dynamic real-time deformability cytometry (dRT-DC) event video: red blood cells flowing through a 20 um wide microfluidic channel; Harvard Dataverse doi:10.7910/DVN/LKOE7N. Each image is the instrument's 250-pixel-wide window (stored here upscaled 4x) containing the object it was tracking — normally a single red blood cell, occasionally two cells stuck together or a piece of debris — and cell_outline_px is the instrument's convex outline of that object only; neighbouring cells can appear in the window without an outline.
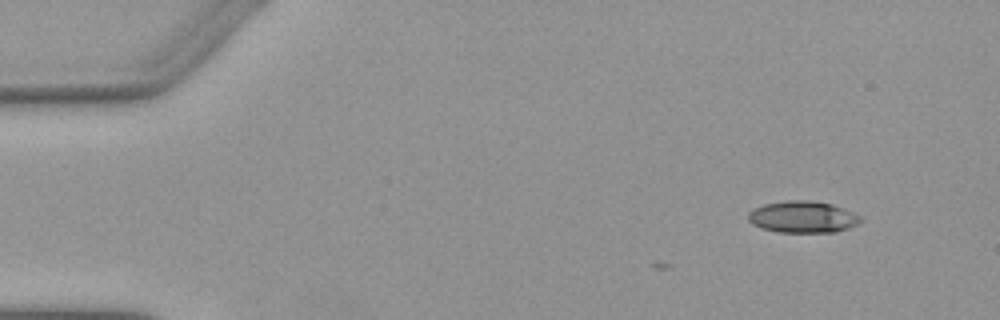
{"species": "Egyptian fruit bat (a non-hibernating species)", "species_latin": "Rousettus aegyptiacus", "temperature_condition": "warm", "stored_images_in_passage": 5, "camera_frame_rate_fps": 3000, "um_per_image_px": 0.085, "animal": {"sex": "female"}, "frame": {"image": 1, "passage_image": 1, "time_ms": 0.0, "image_size_px": [1000, 320], "cell_outline_px": [[864, 220], [848, 228], [836, 232], [776, 232], [760, 228], [752, 224], [748, 220], [748, 212], [752, 208], [764, 204], [788, 200], [808, 200], [832, 204], [852, 212], [860, 216]], "centroid_in_image_um": [68.2, 18.44], "position_along_channel_um": 16.8, "area_um2": 20.87}}